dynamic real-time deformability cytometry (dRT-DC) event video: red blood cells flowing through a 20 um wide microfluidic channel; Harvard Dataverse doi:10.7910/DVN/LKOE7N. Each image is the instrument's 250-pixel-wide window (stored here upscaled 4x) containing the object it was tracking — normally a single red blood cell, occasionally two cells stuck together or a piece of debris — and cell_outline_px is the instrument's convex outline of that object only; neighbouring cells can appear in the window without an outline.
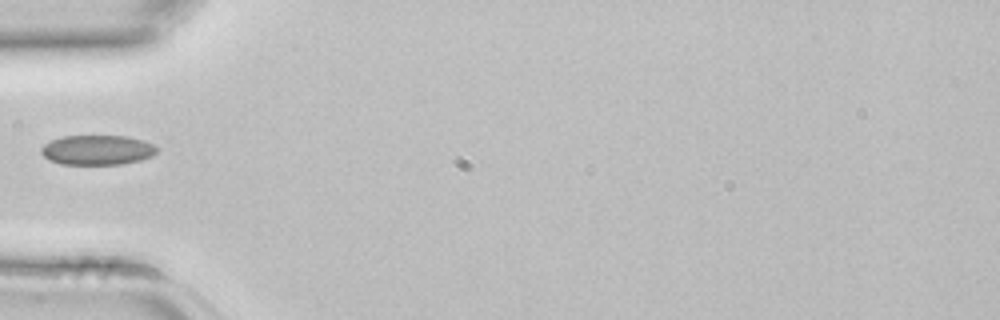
{"species": "common noctule bat (a hibernating species)", "species_latin": "Nyctalus noctula", "temperature_condition": "room temperature", "stored_images_in_passage": 1, "camera_frame_rate_fps": 3000, "um_per_image_px": 0.085, "animal": {"sex": "female", "body_mass_g": 22.7, "forearm_length_mm": 54.2}, "frame": {"image": 1, "passage_image": 1, "time_ms": 0.0, "image_size_px": [1000, 320], "cell_outline_px": [[156, 152], [152, 156], [140, 160], [124, 164], [60, 164], [48, 160], [40, 152], [40, 148], [44, 144], [52, 140], [64, 136], [128, 136], [144, 140], [152, 144], [156, 148]], "centroid_in_image_um": [8.25, 12.75], "position_along_channel_um": 76.7, "area_um2": 20.11}}